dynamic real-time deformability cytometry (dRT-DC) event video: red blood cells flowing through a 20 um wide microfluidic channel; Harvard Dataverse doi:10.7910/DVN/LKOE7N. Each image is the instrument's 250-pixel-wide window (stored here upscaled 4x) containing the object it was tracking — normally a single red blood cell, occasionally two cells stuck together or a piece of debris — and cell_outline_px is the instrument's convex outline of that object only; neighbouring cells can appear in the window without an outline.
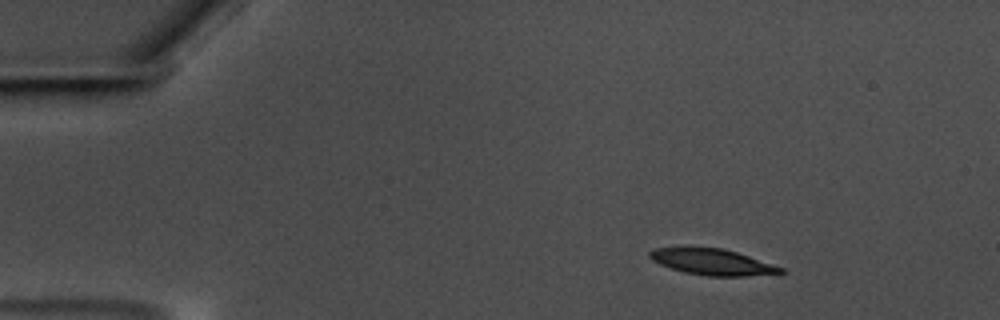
{"species": "common noctule bat (a hibernating species)", "species_latin": "Nyctalus noctula", "temperature_condition": "warm", "stored_images_in_passage": 51, "camera_frame_rate_fps": 3000, "um_per_image_px": 0.085, "animal": {"sex": "male", "body_mass_g": 17.5, "forearm_length_mm": 52.3}, "frame": {"image": 1, "passage_image": 1, "time_ms": 0.0, "image_size_px": [1000, 320], "cell_outline_px": [[788, 272], [748, 276], [708, 276], [684, 272], [660, 264], [652, 260], [648, 256], [648, 252], [652, 248], [724, 248], [784, 268]], "centroid_in_image_um": [60.55, 22.27], "position_along_channel_um": 24.4, "area_um2": 19.65}}
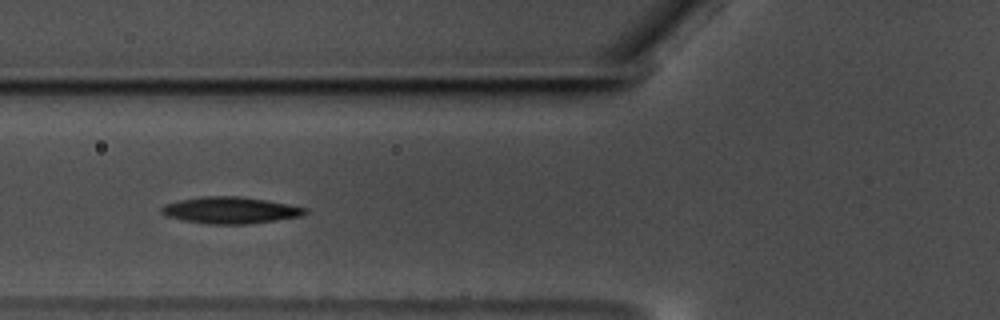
{"frame": {"image": 2, "passage_image": 15, "time_ms": 4.667, "image_size_px": [1000, 320], "cell_outline_px": [[308, 212], [300, 216], [276, 220], [248, 224], [208, 224], [184, 220], [168, 216], [160, 212], [160, 208], [164, 204], [180, 200], [204, 196], [236, 196], [264, 200], [288, 204], [308, 208]], "centroid_in_image_um": [19.57, 17.87], "position_along_channel_um": 106.2, "area_um2": 22.08}}
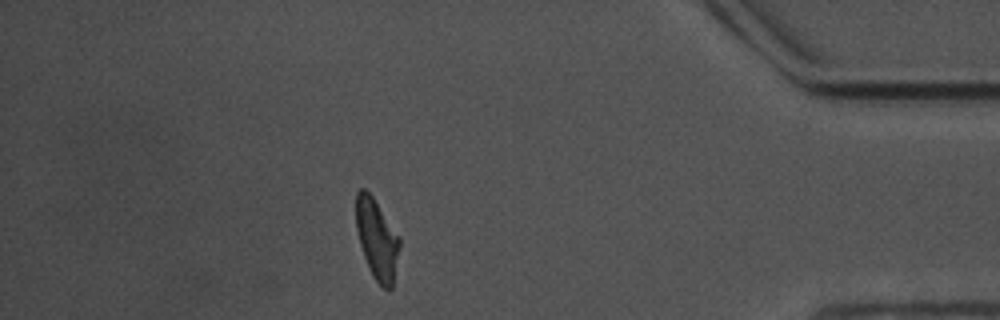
{"frame": {"image": 3, "passage_image": 44, "time_ms": 14.333, "image_size_px": [1000, 320], "cell_outline_px": [[400, 248], [392, 288], [388, 292], [372, 276], [364, 256], [360, 244], [356, 228], [356, 192], [360, 188], [364, 188], [372, 196], [400, 236]], "centroid_in_image_um": [32.05, 20.34], "position_along_channel_um": 403.2, "area_um2": 20.4}, "authors_computed_cell_mechanics": {"area_um2": 20.8658, "velocity_mm_per_s": 3.4853, "shape_relaxation_time_tau1_ms": 4.8984, "shape_relaxation_time_tau2_ms": null, "deformation_change_tau1": 0.1729, "deformation_change_tau2": null}}